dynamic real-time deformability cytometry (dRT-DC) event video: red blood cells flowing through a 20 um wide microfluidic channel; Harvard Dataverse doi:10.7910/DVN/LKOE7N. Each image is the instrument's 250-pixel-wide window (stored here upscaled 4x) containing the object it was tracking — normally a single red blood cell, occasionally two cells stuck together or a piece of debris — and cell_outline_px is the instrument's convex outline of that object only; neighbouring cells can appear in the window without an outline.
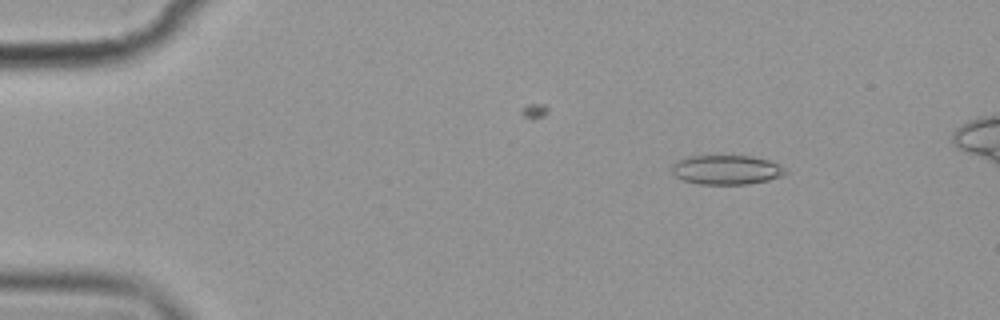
{"species": "common noctule bat (a hibernating species)", "species_latin": "Nyctalus noctula", "temperature_condition": "cold", "stored_images_in_passage": 7, "camera_frame_rate_fps": 3000, "um_per_image_px": 0.085, "animal": {"sex": "female", "body_mass_g": 19.9}, "frame": {"image": 1, "passage_image": 2, "time_ms": 1.333, "image_size_px": [1000, 320], "cell_outline_px": [[788, 172], [780, 176], [768, 180], [748, 184], [700, 184], [684, 180], [676, 176], [672, 172], [672, 164], [684, 156], [752, 156], [768, 160], [780, 164]], "centroid_in_image_um": [61.74, 14.42], "position_along_channel_um": 23.3, "area_um2": 19.42}}
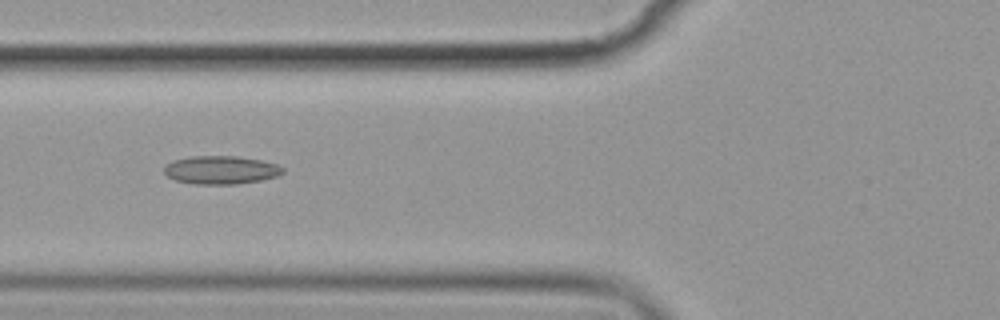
{"frame": {"image": 2, "passage_image": 6, "time_ms": 6.0, "image_size_px": [1000, 320], "cell_outline_px": [[284, 172], [276, 176], [260, 180], [236, 184], [192, 184], [176, 180], [168, 176], [164, 172], [164, 168], [172, 160], [188, 156], [236, 156], [260, 160], [276, 164], [284, 168]], "centroid_in_image_um": [18.76, 14.44], "position_along_channel_um": 107.0, "area_um2": 19.48}}
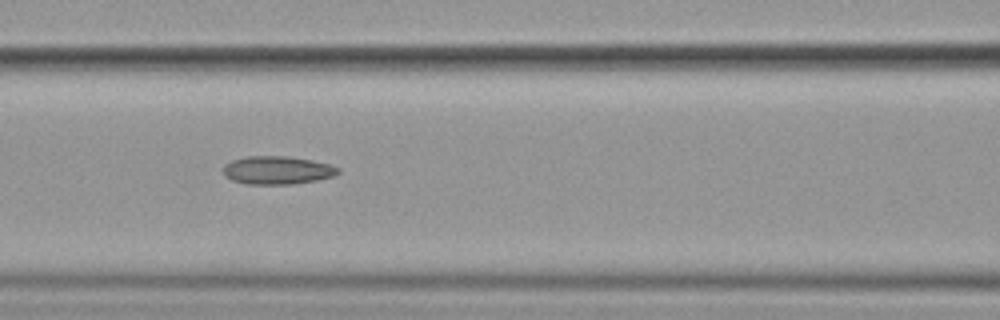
{"frame": {"image": 3, "passage_image": 7, "time_ms": 7.0, "image_size_px": [1000, 320], "cell_outline_px": [[340, 172], [332, 176], [316, 180], [292, 184], [244, 184], [232, 180], [224, 176], [224, 164], [232, 160], [248, 156], [288, 156], [312, 160], [332, 164], [340, 168]], "centroid_in_image_um": [23.57, 14.46], "position_along_channel_um": 143.0, "area_um2": 18.96}}